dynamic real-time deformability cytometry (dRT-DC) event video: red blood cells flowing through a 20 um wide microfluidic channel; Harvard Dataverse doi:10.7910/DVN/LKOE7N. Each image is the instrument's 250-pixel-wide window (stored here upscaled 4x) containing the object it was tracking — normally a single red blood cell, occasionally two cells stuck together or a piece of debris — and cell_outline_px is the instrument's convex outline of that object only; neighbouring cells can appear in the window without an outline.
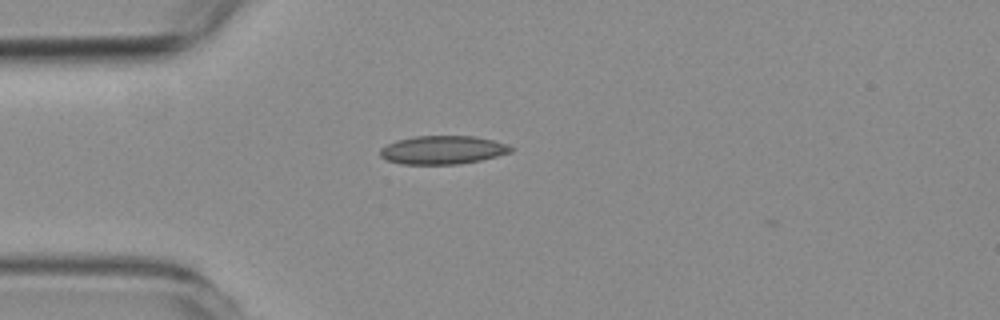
{"species": "common noctule bat (a hibernating species)", "species_latin": "Nyctalus noctula", "temperature_condition": "room temperature", "stored_images_in_passage": 3, "camera_frame_rate_fps": 3000, "um_per_image_px": 0.085, "animal": {"sex": "female", "body_mass_g": 19.3, "forearm_length_mm": 54.1}, "frame": {"image": 1, "passage_image": 1, "time_ms": 0.0, "image_size_px": [1000, 320], "cell_outline_px": [[512, 152], [480, 160], [460, 164], [400, 164], [388, 160], [380, 156], [380, 148], [396, 140], [416, 136], [476, 136], [508, 144], [512, 148]], "centroid_in_image_um": [37.62, 12.74], "position_along_channel_um": 47.4, "area_um2": 21.62}}